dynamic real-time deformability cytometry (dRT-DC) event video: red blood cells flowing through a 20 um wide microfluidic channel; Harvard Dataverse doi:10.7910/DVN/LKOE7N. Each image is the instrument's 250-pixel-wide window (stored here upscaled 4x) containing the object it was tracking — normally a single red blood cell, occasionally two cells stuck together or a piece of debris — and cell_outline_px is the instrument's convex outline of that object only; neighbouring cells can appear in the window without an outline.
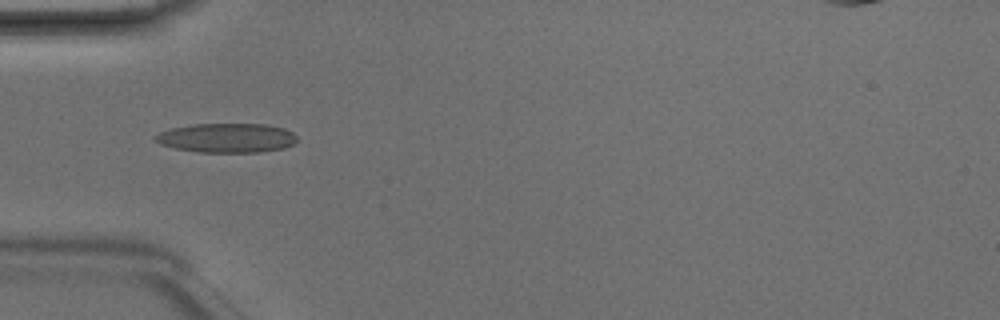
{"species": "Egyptian fruit bat (a non-hibernating species)", "species_latin": "Rousettus aegyptiacus", "temperature_condition": "room temperature", "stored_images_in_passage": 5, "camera_frame_rate_fps": 3000, "um_per_image_px": 0.085, "animal": {"sex": "male"}, "frame": {"image": 1, "passage_image": 5, "time_ms": 1.333, "image_size_px": [1000, 320], "cell_outline_px": [[296, 140], [292, 144], [284, 148], [260, 152], [196, 152], [176, 148], [160, 144], [152, 140], [152, 136], [160, 132], [172, 128], [196, 124], [264, 124], [284, 128], [292, 132], [296, 136]], "centroid_in_image_um": [19.24, 11.72], "position_along_channel_um": 65.8, "area_um2": 24.22}}